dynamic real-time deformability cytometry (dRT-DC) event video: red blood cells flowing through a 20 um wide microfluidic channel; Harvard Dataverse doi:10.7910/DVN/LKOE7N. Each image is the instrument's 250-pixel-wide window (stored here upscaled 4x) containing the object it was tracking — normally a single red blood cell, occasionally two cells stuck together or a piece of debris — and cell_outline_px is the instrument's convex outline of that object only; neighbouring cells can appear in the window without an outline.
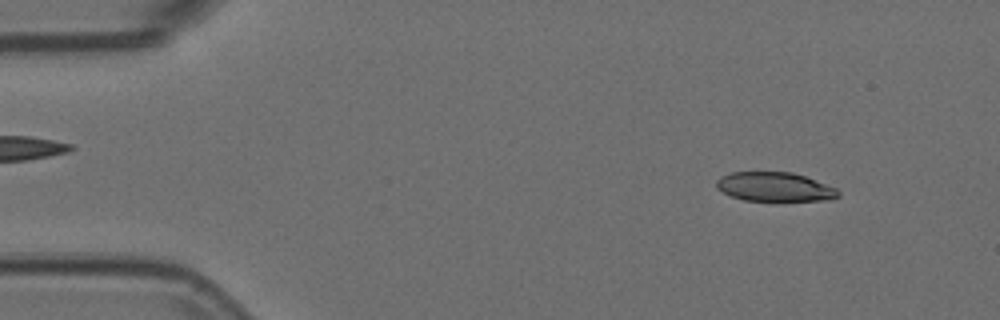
{"species": "Egyptian fruit bat (a non-hibernating species)", "species_latin": "Rousettus aegyptiacus", "temperature_condition": "room temperature", "stored_images_in_passage": 53, "camera_frame_rate_fps": 3000, "um_per_image_px": 0.085, "animal": {"sex": "female"}, "frame": {"image": 1, "passage_image": 5, "time_ms": 1.333, "image_size_px": [1000, 320], "cell_outline_px": [[840, 196], [832, 200], [744, 200], [732, 196], [716, 188], [716, 180], [720, 176], [732, 172], [792, 172], [804, 176], [836, 188], [840, 192]], "centroid_in_image_um": [65.85, 15.87], "position_along_channel_um": 19.2, "area_um2": 20.52}}
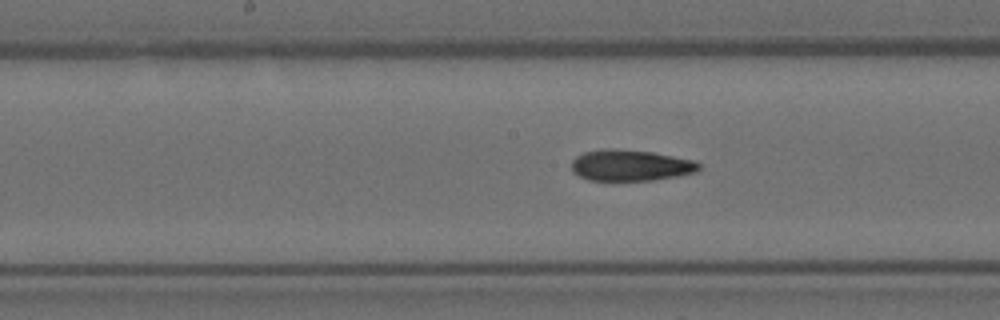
{"frame": {"image": 2, "passage_image": 26, "time_ms": 8.333, "image_size_px": [1000, 320], "cell_outline_px": [[700, 168], [696, 172], [680, 176], [652, 180], [588, 180], [572, 172], [572, 160], [576, 156], [584, 152], [604, 148], [612, 148], [652, 152], [692, 160], [700, 164]], "centroid_in_image_um": [53.57, 14.05], "position_along_channel_um": 194.6, "area_um2": 23.12}}
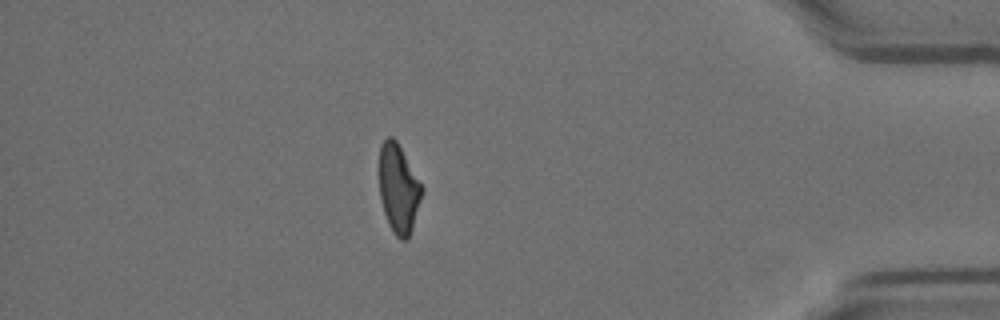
{"frame": {"image": 3, "passage_image": 46, "time_ms": 15.0, "image_size_px": [1000, 320], "cell_outline_px": [[424, 192], [412, 228], [408, 236], [404, 240], [400, 240], [392, 232], [388, 224], [384, 212], [380, 196], [380, 144], [388, 136], [392, 136], [396, 140], [424, 188]], "centroid_in_image_um": [33.89, 16.04], "position_along_channel_um": 401.3, "area_um2": 21.96}, "authors_computed_cell_mechanics": {"area_um2": 22.9466, "velocity_mm_per_s": 3.7468, "shape_relaxation_time_tau1_ms": null, "shape_relaxation_time_tau2_ms": 3.3633, "deformation_change_tau1": null, "deformation_change_tau2": 0.1125}}